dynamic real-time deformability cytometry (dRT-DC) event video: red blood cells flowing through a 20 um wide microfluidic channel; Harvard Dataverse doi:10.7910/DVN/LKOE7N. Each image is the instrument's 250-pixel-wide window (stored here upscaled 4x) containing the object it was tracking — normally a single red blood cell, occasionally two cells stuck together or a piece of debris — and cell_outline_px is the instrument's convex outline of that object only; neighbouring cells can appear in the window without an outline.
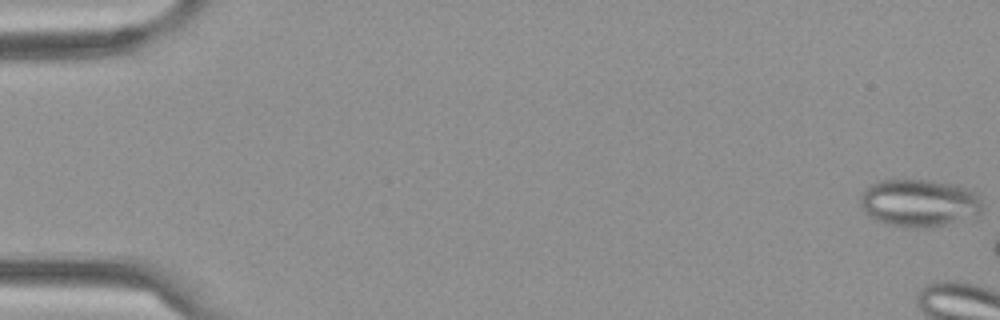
{"species": "Egyptian fruit bat (a non-hibernating species)", "species_latin": "Rousettus aegyptiacus", "temperature_condition": "cold", "stored_images_in_passage": 8, "camera_frame_rate_fps": 3000, "um_per_image_px": 0.085, "frame": {"image": 1, "passage_image": 1, "time_ms": 0.0, "image_size_px": [1000, 320], "cell_outline_px": [[980, 212], [944, 224], [916, 228], [892, 224], [880, 220], [872, 216], [860, 204], [860, 196], [872, 184], [880, 180], [928, 180], [952, 184], [964, 188], [972, 192], [980, 200]], "centroid_in_image_um": [78.08, 17.22], "position_along_channel_um": 6.9, "area_um2": 32.25}}